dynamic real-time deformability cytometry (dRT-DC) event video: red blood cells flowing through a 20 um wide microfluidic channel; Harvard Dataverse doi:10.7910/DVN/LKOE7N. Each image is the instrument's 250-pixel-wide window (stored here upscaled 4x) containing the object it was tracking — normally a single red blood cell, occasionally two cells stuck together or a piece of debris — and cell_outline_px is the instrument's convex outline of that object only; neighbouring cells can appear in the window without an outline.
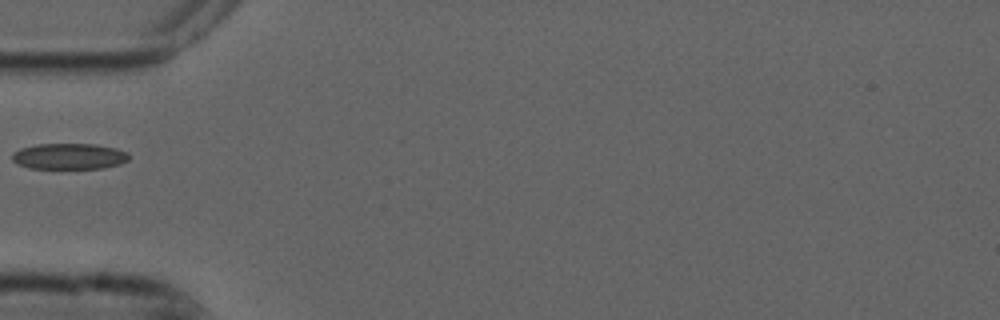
{"species": "common noctule bat (a hibernating species)", "species_latin": "Nyctalus noctula", "temperature_condition": "cold", "stored_images_in_passage": 33, "camera_frame_rate_fps": 3000, "um_per_image_px": 0.085, "animal": {"sex": "male", "forearm_length_mm": 52.5}, "frame": {"image": 1, "passage_image": 1, "time_ms": 0.0, "image_size_px": [1000, 320], "cell_outline_px": [[128, 160], [120, 164], [104, 168], [28, 168], [12, 160], [12, 152], [20, 148], [36, 144], [96, 144], [116, 148], [128, 152]], "centroid_in_image_um": [5.88, 13.28], "position_along_channel_um": 79.1, "area_um2": 17.69}}
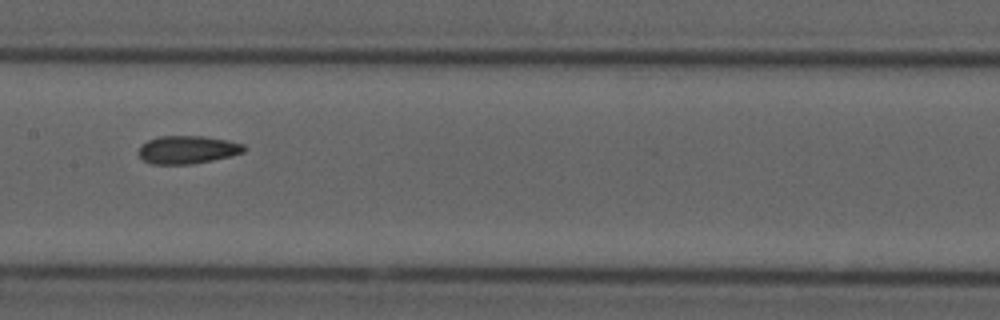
{"frame": {"image": 2, "passage_image": 10, "time_ms": 3.0, "image_size_px": [1000, 320], "cell_outline_px": [[248, 148], [244, 152], [232, 156], [192, 164], [152, 164], [144, 160], [136, 152], [140, 144], [148, 140], [160, 136], [204, 136], [228, 140], [244, 144]], "centroid_in_image_um": [15.94, 12.72], "position_along_channel_um": 191.5, "area_um2": 17.46}}
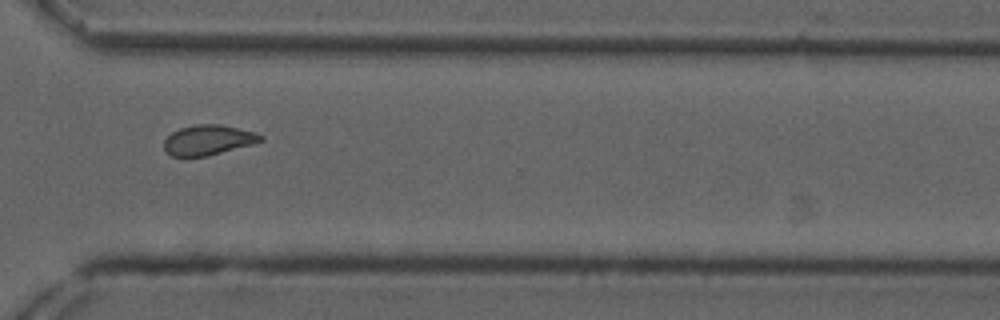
{"frame": {"image": 3, "passage_image": 23, "time_ms": 7.333, "image_size_px": [1000, 320], "cell_outline_px": [[264, 140], [252, 144], [208, 156], [172, 156], [164, 148], [164, 140], [172, 132], [180, 128], [196, 124], [220, 124], [256, 132], [264, 136]], "centroid_in_image_um": [17.72, 11.89], "position_along_channel_um": 352.9, "area_um2": 16.88}}